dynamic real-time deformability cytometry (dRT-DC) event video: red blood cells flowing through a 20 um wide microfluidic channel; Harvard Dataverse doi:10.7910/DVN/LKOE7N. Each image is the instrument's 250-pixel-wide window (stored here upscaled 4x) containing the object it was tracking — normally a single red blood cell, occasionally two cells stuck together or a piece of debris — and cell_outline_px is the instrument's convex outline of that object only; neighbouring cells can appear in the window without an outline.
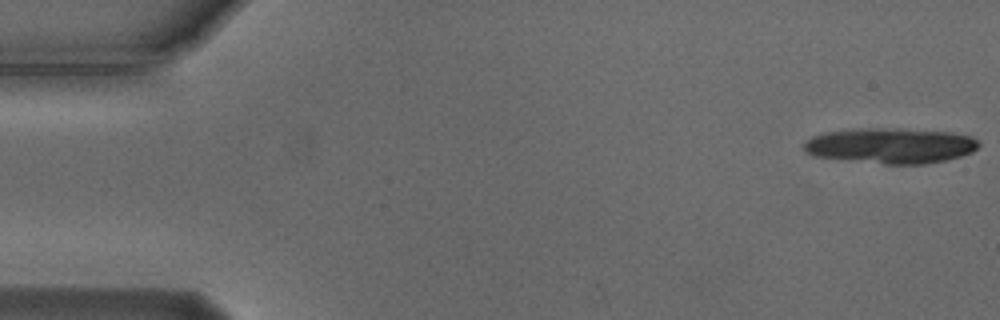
{"species": "Egyptian fruit bat (a non-hibernating species)", "species_latin": "Rousettus aegyptiacus", "temperature_condition": "cold", "stored_images_in_passage": 18, "camera_frame_rate_fps": 3000, "um_per_image_px": 0.085, "animal": {"sex": "male"}, "frame": {"image": 1, "passage_image": 1, "time_ms": 0.0, "image_size_px": [1000, 320], "cell_outline_px": [[980, 144], [972, 152], [960, 156], [944, 160], [924, 164], [884, 164], [812, 156], [804, 152], [804, 140], [812, 136], [824, 132], [860, 128], [896, 128], [952, 132], [972, 136]], "centroid_in_image_um": [75.66, 12.37], "position_along_channel_um": 9.3, "area_um2": 36.36}}